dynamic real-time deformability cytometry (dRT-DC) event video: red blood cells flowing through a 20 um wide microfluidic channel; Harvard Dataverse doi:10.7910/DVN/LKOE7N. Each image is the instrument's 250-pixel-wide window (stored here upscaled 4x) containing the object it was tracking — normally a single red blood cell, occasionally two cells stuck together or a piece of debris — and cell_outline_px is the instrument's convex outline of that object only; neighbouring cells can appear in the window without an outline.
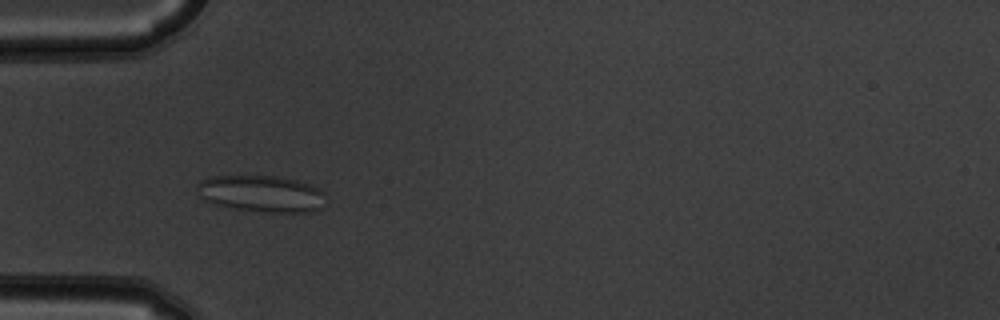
{"species": "common noctule bat (a hibernating species)", "species_latin": "Nyctalus noctula", "temperature_condition": "warm", "stored_images_in_passage": 6, "camera_frame_rate_fps": 3000, "um_per_image_px": 0.085, "animal": {"sex": "male", "body_mass_g": 19.5, "forearm_length_mm": 54.6}, "frame": {"image": 1, "passage_image": 5, "time_ms": 1.333, "image_size_px": [1000, 320], "cell_outline_px": [[324, 192], [320, 208], [312, 212], [264, 212], [232, 208], [212, 204], [204, 200], [200, 196], [196, 188], [196, 184], [200, 180], [212, 176], [280, 176], [296, 180], [308, 184]], "centroid_in_image_um": [22.15, 16.46], "position_along_channel_um": 62.9, "area_um2": 27.46}}
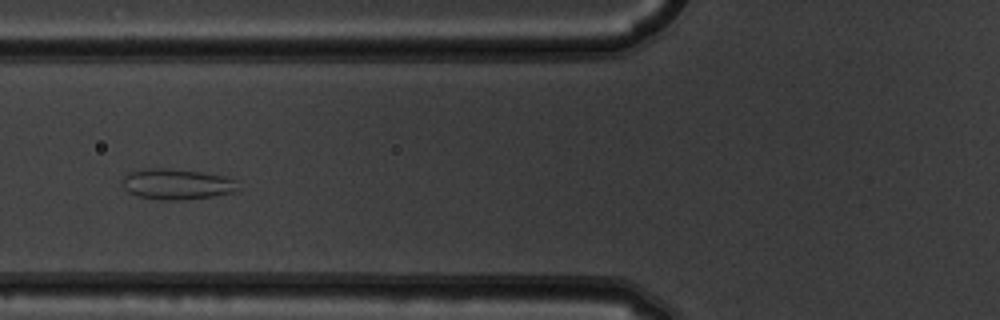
{"frame": {"image": 2, "passage_image": 6, "time_ms": 1.667, "image_size_px": [1000, 320], "cell_outline_px": [[240, 188], [232, 192], [212, 196], [180, 200], [160, 200], [140, 196], [128, 192], [124, 188], [124, 176], [128, 172], [152, 168], [164, 168], [200, 172], [224, 176], [232, 180]], "centroid_in_image_um": [15.0, 15.65], "position_along_channel_um": 110.8, "area_um2": 20.23}}